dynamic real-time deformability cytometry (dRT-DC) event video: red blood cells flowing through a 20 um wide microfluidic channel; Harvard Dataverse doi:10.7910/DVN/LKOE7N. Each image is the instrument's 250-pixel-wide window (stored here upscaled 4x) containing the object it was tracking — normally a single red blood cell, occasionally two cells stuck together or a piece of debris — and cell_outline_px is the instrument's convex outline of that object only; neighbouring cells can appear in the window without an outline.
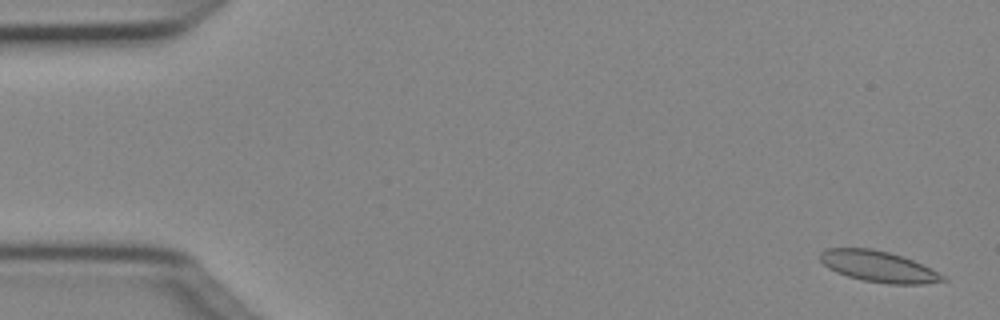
{"species": "Egyptian fruit bat (a non-hibernating species)", "species_latin": "Rousettus aegyptiacus", "temperature_condition": "cold", "stored_images_in_passage": 16, "camera_frame_rate_fps": 3000, "um_per_image_px": 0.085, "animal": {"sex": "female"}, "frame": {"image": 1, "passage_image": 2, "time_ms": 0.333, "image_size_px": [1000, 320], "cell_outline_px": [[948, 280], [924, 284], [888, 284], [864, 280], [848, 276], [836, 272], [828, 268], [820, 260], [820, 252], [828, 248], [872, 248], [888, 252], [912, 260], [948, 276]], "centroid_in_image_um": [74.69, 22.66], "position_along_channel_um": 10.3, "area_um2": 22.14}}
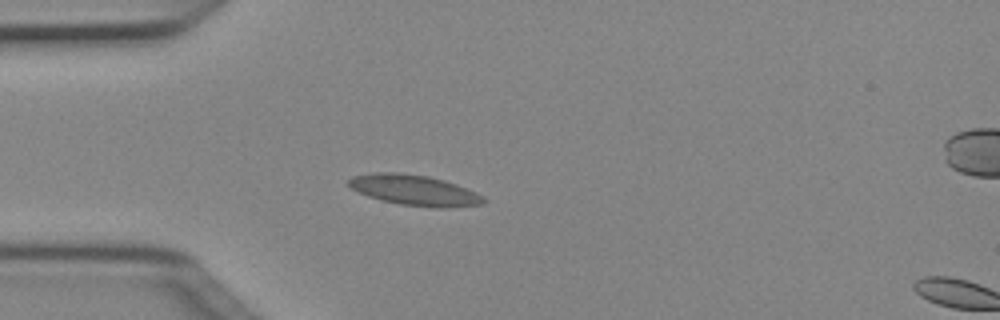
{"frame": {"image": 2, "passage_image": 14, "time_ms": 4.333, "image_size_px": [1000, 320], "cell_outline_px": [[488, 200], [484, 204], [444, 208], [432, 208], [400, 204], [368, 196], [352, 188], [348, 184], [348, 180], [352, 176], [376, 172], [396, 172], [428, 176], [444, 180], [456, 184], [476, 192]], "centroid_in_image_um": [35.26, 16.17], "position_along_channel_um": 49.7, "area_um2": 23.93}}